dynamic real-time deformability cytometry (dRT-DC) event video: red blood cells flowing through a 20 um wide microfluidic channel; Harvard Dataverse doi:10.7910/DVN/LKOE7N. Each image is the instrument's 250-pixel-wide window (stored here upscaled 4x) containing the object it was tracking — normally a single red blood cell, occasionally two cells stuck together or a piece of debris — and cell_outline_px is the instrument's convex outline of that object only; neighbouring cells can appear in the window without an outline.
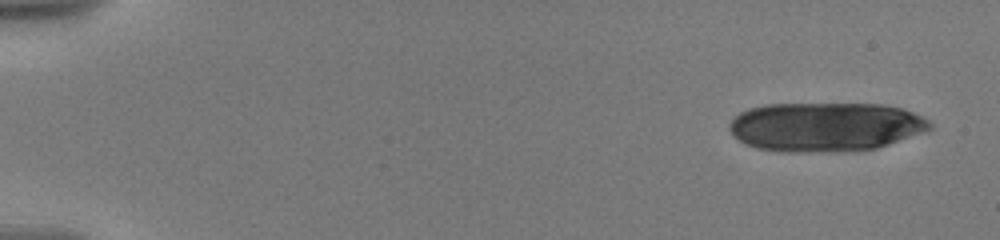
{"species": "human", "species_latin": "Homo sapiens", "temperature_condition": "warm", "stored_images_in_passage": 13, "camera_frame_rate_fps": 3000, "um_per_image_px": 0.085, "donor": {"sex": "male"}, "frame": {"image": 1, "passage_image": 1, "time_ms": 0.0, "image_size_px": [1000, 240], "cell_outline_px": [[932, 128], [924, 132], [876, 148], [856, 152], [780, 152], [756, 148], [744, 144], [732, 136], [728, 128], [728, 124], [740, 112], [748, 108], [764, 104], [884, 104], [904, 108], [928, 120], [932, 124]], "centroid_in_image_um": [70.13, 10.79], "position_along_channel_um": 14.9, "area_um2": 58.2}}